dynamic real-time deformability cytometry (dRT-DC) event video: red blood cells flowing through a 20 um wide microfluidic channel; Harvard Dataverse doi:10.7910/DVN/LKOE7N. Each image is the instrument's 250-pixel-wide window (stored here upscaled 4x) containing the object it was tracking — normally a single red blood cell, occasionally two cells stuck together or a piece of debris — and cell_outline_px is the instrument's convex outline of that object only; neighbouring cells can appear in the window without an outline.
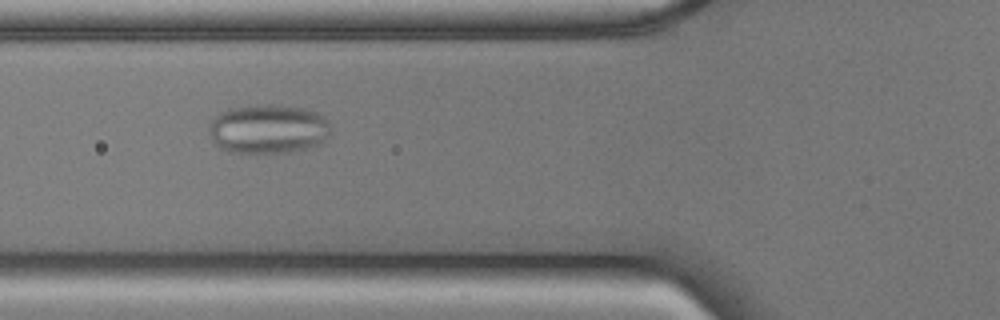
{"species": "common noctule bat (a hibernating species)", "species_latin": "Nyctalus noctula", "temperature_condition": "cold", "stored_images_in_passage": 37, "camera_frame_rate_fps": 3000, "um_per_image_px": 0.085, "animal": {"sex": "male", "body_mass_g": 17.9, "forearm_length_mm": 54.2}, "frame": {"image": 1, "passage_image": 6, "time_ms": 1.667, "image_size_px": [1000, 320], "cell_outline_px": [[328, 136], [324, 144], [308, 148], [288, 152], [232, 152], [220, 148], [216, 144], [208, 132], [208, 128], [212, 120], [220, 112], [228, 108], [256, 104], [272, 104], [300, 108], [320, 112], [328, 120]], "centroid_in_image_um": [22.81, 10.95], "position_along_channel_um": 103.0, "area_um2": 35.14}}
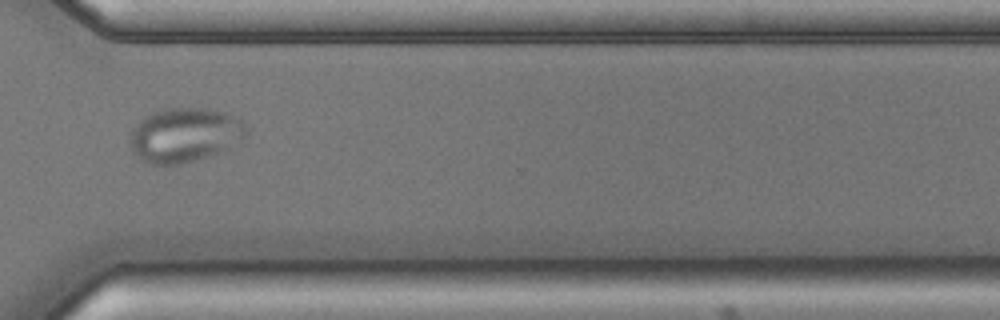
{"frame": {"image": 2, "passage_image": 27, "time_ms": 8.667, "image_size_px": [1000, 320], "cell_outline_px": [[248, 136], [228, 148], [180, 164], [152, 164], [144, 160], [132, 148], [132, 128], [144, 116], [168, 108], [208, 108], [232, 116], [240, 120], [244, 124], [248, 132]], "centroid_in_image_um": [15.73, 11.45], "position_along_channel_um": 354.9, "area_um2": 35.84}}